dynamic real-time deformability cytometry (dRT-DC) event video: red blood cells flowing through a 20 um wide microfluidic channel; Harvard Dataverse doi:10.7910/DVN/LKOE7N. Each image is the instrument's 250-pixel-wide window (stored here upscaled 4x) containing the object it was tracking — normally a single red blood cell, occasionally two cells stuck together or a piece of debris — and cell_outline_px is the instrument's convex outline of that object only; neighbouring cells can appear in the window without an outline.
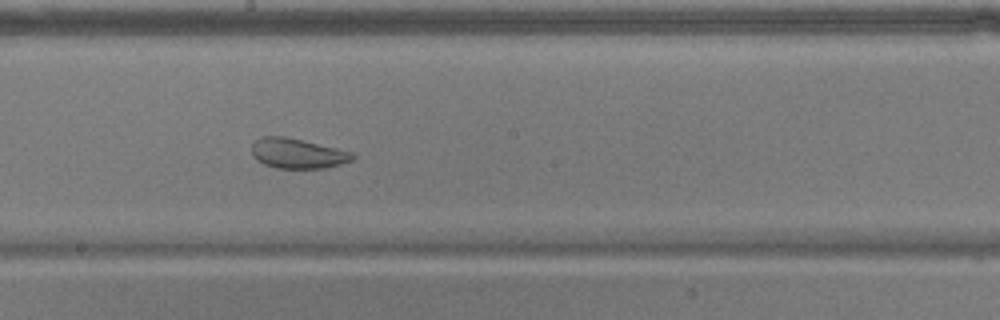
{"species": "common noctule bat (a hibernating species)", "species_latin": "Nyctalus noctula", "temperature_condition": "warm", "stored_images_in_passage": 50, "camera_frame_rate_fps": 3000, "um_per_image_px": 0.085, "animal": {"sex": "male", "body_mass_g": 17.9}, "frame": {"image": 1, "passage_image": 24, "time_ms": 7.667, "image_size_px": [1000, 320], "cell_outline_px": [[356, 156], [352, 160], [328, 168], [276, 168], [264, 164], [256, 160], [252, 156], [252, 144], [256, 140], [264, 136], [284, 136], [336, 148], [352, 152]], "centroid_in_image_um": [25.28, 13.05], "position_along_channel_um": 222.9, "area_um2": 17.57}}
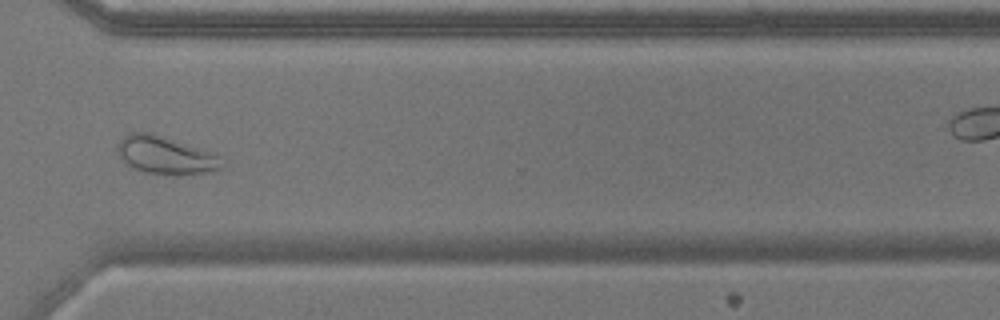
{"frame": {"image": 2, "passage_image": 35, "time_ms": 11.333, "image_size_px": [1000, 320], "cell_outline_px": [[224, 168], [208, 172], [176, 176], [144, 172], [132, 168], [124, 164], [116, 148], [120, 140], [124, 136], [132, 132], [152, 132], [220, 156], [224, 164]], "centroid_in_image_um": [14.05, 13.22], "position_along_channel_um": 356.6, "area_um2": 23.12}}
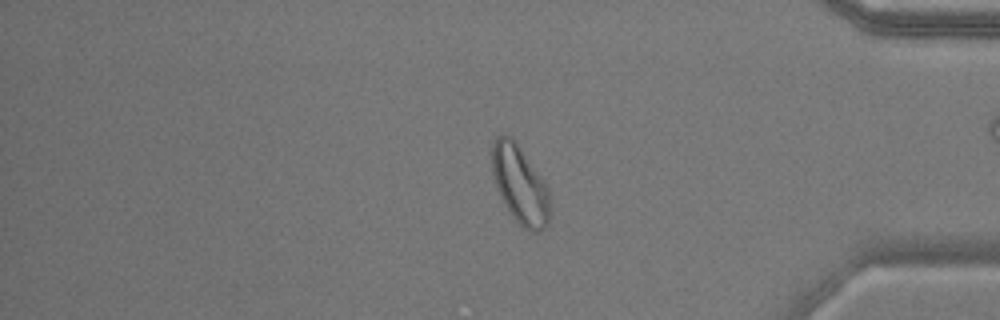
{"frame": {"image": 3, "passage_image": 40, "time_ms": 13.0, "image_size_px": [1000, 320], "cell_outline_px": [[548, 224], [540, 232], [532, 232], [524, 228], [512, 216], [504, 204], [496, 188], [492, 172], [492, 140], [496, 136], [504, 132], [512, 136], [516, 140], [548, 188]], "centroid_in_image_um": [44.15, 15.63], "position_along_channel_um": 391.1, "area_um2": 26.41}, "authors_computed_cell_mechanics": {"area_um2": 25.721, "velocity_mm_per_s": 3.6424, "shape_relaxation_time_tau1_ms": null, "shape_relaxation_time_tau2_ms": 1.0518, "deformation_change_tau1": null, "deformation_change_tau2": 0.0753}}